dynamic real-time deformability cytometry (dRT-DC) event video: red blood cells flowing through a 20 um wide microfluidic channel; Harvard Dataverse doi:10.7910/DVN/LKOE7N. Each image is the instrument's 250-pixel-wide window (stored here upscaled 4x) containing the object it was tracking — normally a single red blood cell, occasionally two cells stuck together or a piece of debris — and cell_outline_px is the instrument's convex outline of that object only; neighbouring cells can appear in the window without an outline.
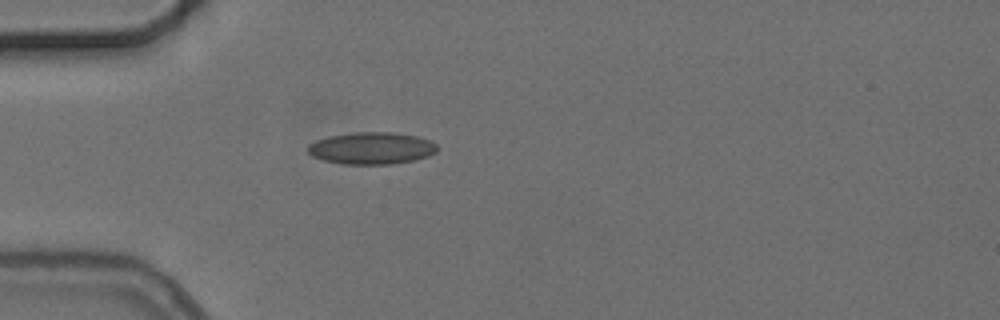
{"species": "common noctule bat (a hibernating species)", "species_latin": "Nyctalus noctula", "temperature_condition": "cold", "stored_images_in_passage": 5, "camera_frame_rate_fps": 3000, "um_per_image_px": 0.085, "animal": {"sex": "female", "body_mass_g": 24.6, "forearm_length_mm": 56.2}, "frame": {"image": 1, "passage_image": 5, "time_ms": 4.667, "image_size_px": [1000, 320], "cell_outline_px": [[436, 152], [428, 156], [412, 160], [392, 164], [344, 164], [324, 160], [312, 156], [308, 152], [308, 144], [316, 140], [328, 136], [356, 132], [392, 132], [416, 136], [432, 140], [436, 144]], "centroid_in_image_um": [31.58, 12.59], "position_along_channel_um": 53.4, "area_um2": 24.1}}